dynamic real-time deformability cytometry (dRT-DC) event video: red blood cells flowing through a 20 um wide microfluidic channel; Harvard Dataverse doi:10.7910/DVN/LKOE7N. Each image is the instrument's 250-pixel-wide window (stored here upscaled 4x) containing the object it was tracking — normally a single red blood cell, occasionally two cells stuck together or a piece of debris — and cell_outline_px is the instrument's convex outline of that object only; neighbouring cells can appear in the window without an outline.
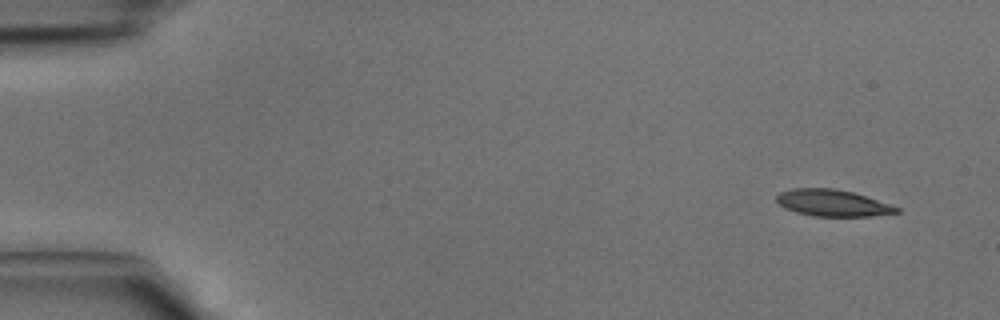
{"species": "common noctule bat (a hibernating species)", "species_latin": "Nyctalus noctula", "temperature_condition": "cold", "stored_images_in_passage": 5, "segment_of_instrument_passage": [2, 2], "camera_frame_rate_fps": 3000, "um_per_image_px": 0.085, "animal": {"sex": "male", "body_mass_g": 15.6}, "frame": {"image": 1, "passage_image": 5, "time_ms": 1.333, "image_size_px": [1000, 320], "cell_outline_px": [[900, 212], [872, 216], [816, 216], [796, 212], [784, 208], [776, 200], [776, 196], [780, 192], [792, 188], [832, 188], [852, 192], [900, 208]], "centroid_in_image_um": [70.73, 17.25], "position_along_channel_um": 14.3, "area_um2": 18.38}}